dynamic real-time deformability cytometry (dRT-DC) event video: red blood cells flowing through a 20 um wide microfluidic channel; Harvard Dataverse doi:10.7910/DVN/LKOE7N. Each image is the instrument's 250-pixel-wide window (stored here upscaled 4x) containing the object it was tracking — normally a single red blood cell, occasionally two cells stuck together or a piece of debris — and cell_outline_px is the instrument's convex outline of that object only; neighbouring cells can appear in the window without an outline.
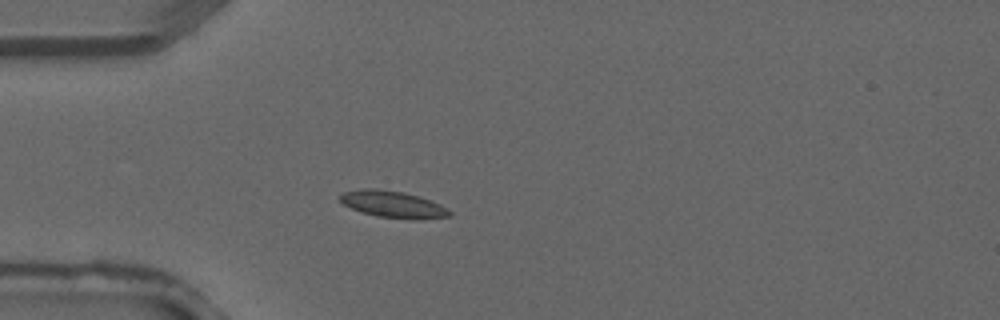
{"species": "common noctule bat (a hibernating species)", "species_latin": "Nyctalus noctula", "temperature_condition": "warm", "stored_images_in_passage": 3, "camera_frame_rate_fps": 3000, "um_per_image_px": 0.085, "animal": {"sex": "male", "forearm_length_mm": 52.5}, "frame": {"image": 1, "passage_image": 3, "time_ms": 0.667, "image_size_px": [1000, 320], "cell_outline_px": [[452, 216], [416, 220], [412, 220], [376, 216], [352, 208], [344, 204], [340, 200], [340, 196], [344, 192], [360, 188], [376, 188], [404, 192], [420, 196], [440, 204], [448, 208], [452, 212]], "centroid_in_image_um": [33.46, 17.37], "position_along_channel_um": 51.5, "area_um2": 17.22}}